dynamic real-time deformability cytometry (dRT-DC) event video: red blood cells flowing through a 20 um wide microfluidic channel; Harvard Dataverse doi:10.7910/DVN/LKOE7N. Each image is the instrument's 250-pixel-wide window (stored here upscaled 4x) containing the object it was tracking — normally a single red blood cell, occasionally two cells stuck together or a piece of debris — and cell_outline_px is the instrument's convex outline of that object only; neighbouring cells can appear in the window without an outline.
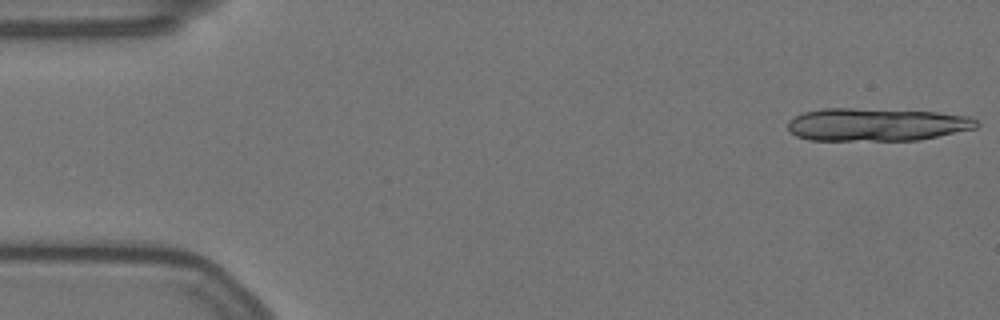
{"species": "Egyptian fruit bat (a non-hibernating species)", "species_latin": "Rousettus aegyptiacus", "temperature_condition": "warm", "stored_images_in_passage": 18, "camera_frame_rate_fps": 3000, "um_per_image_px": 0.085, "animal": {"sex": "female"}, "frame": {"image": 1, "passage_image": 1, "time_ms": 0.0, "image_size_px": [1000, 320], "cell_outline_px": [[980, 124], [976, 128], [920, 140], [808, 140], [796, 136], [788, 128], [788, 120], [804, 112], [824, 108], [852, 108], [936, 112], [972, 116]], "centroid_in_image_um": [74.53, 10.58], "position_along_channel_um": 10.5, "area_um2": 36.24}}